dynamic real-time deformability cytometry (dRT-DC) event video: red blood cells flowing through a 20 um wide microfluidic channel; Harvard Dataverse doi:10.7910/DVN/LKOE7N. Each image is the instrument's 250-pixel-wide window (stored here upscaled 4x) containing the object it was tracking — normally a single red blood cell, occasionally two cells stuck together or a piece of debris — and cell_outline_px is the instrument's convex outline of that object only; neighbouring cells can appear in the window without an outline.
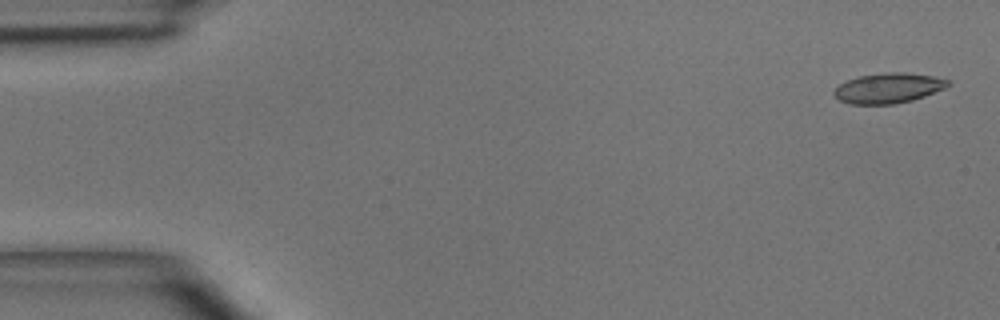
{"species": "common noctule bat (a hibernating species)", "species_latin": "Nyctalus noctula", "temperature_condition": "room temperature", "stored_images_in_passage": 5, "camera_frame_rate_fps": 3000, "um_per_image_px": 0.085, "animal": {"sex": "male", "body_mass_g": 15.6}, "frame": {"image": 1, "passage_image": 1, "time_ms": 0.0, "image_size_px": [1000, 320], "cell_outline_px": [[948, 84], [944, 88], [924, 96], [912, 100], [892, 104], [852, 104], [840, 100], [832, 92], [840, 84], [848, 80], [860, 76], [888, 72], [904, 72], [932, 76], [948, 80]], "centroid_in_image_um": [75.49, 7.49], "position_along_channel_um": 9.5, "area_um2": 19.59}}
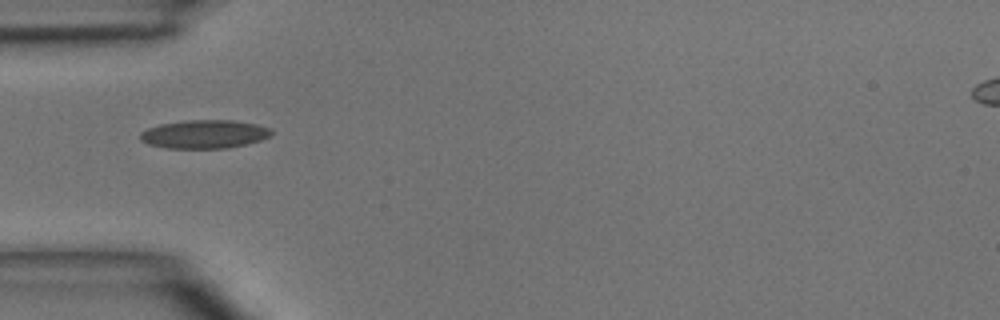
{"frame": {"image": 2, "passage_image": 4, "time_ms": 4.333, "image_size_px": [1000, 320], "cell_outline_px": [[272, 132], [268, 136], [260, 140], [248, 144], [228, 148], [168, 148], [148, 144], [140, 140], [140, 132], [148, 128], [160, 124], [188, 120], [236, 120], [256, 124], [272, 128]], "centroid_in_image_um": [17.38, 11.4], "position_along_channel_um": 67.6, "area_um2": 21.79}}
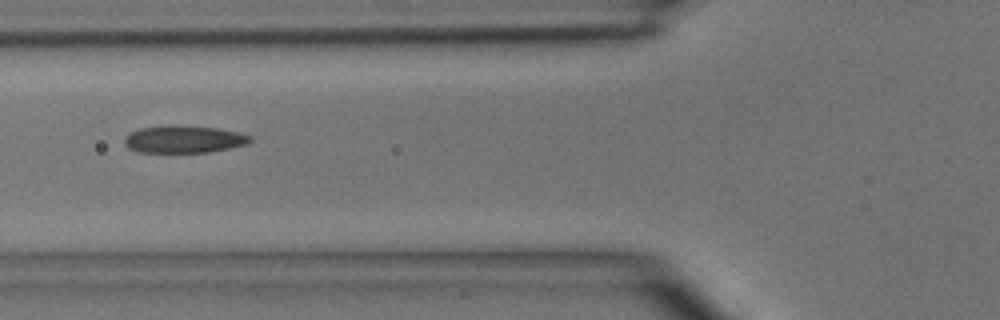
{"frame": {"image": 3, "passage_image": 5, "time_ms": 5.333, "image_size_px": [1000, 320], "cell_outline_px": [[252, 140], [248, 144], [208, 152], [136, 152], [128, 148], [124, 144], [124, 136], [128, 132], [140, 128], [168, 124], [176, 124], [216, 128], [240, 132], [252, 136]], "centroid_in_image_um": [15.59, 11.82], "position_along_channel_um": 110.2, "area_um2": 20.46}}